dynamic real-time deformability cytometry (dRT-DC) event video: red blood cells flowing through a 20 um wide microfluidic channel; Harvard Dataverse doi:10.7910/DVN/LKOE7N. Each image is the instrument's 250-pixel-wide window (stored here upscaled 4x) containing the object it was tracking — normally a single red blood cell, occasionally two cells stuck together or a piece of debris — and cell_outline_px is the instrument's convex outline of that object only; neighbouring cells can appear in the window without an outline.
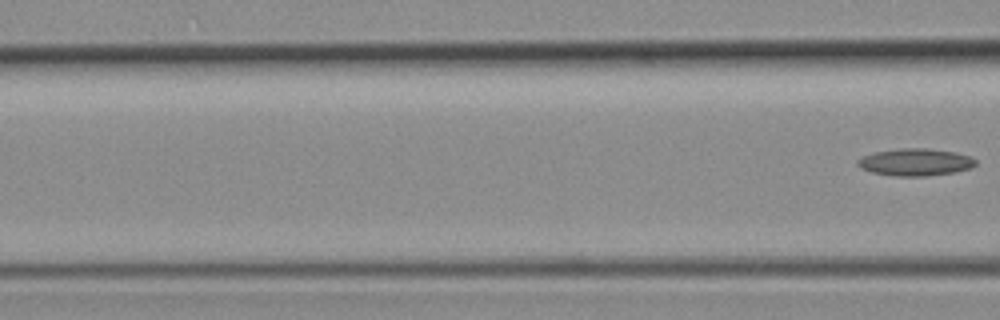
{"species": "common noctule bat (a hibernating species)", "species_latin": "Nyctalus noctula", "temperature_condition": "room temperature", "stored_images_in_passage": 6, "segment_of_instrument_passage": [2, 2], "camera_frame_rate_fps": 3000, "um_per_image_px": 0.085, "animal": {"sex": "female", "body_mass_g": 19.3, "forearm_length_mm": 54.1}, "frame": {"image": 1, "passage_image": 6, "time_ms": 5.667, "image_size_px": [1000, 320], "cell_outline_px": [[976, 164], [972, 168], [952, 172], [928, 176], [896, 176], [872, 172], [860, 168], [856, 164], [856, 160], [864, 156], [876, 152], [900, 148], [928, 148], [956, 152], [972, 156], [976, 160]], "centroid_in_image_um": [77.83, 13.78], "position_along_channel_um": 88.8, "area_um2": 18.79}}